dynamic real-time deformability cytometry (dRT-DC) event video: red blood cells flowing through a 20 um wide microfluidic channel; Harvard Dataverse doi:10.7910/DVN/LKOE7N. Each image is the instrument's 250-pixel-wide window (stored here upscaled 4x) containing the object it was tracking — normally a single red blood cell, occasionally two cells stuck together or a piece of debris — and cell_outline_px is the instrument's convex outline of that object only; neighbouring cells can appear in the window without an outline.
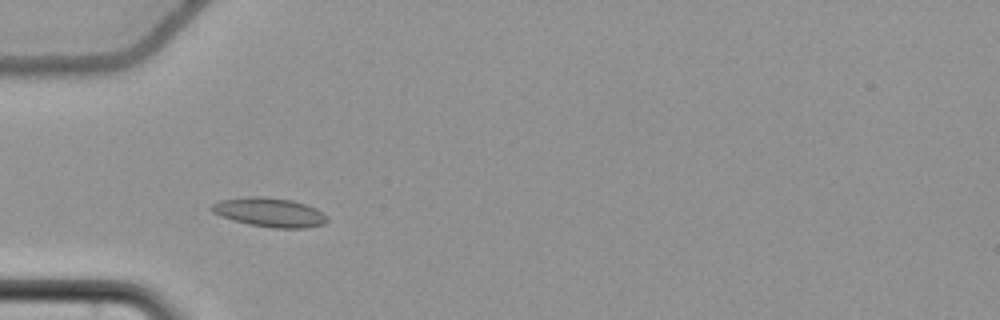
{"species": "common noctule bat (a hibernating species)", "species_latin": "Nyctalus noctula", "temperature_condition": "cold", "stored_images_in_passage": 50, "camera_frame_rate_fps": 3000, "um_per_image_px": 0.085, "animal": {"sex": "female", "body_mass_g": 22.7, "forearm_length_mm": 54.2}, "frame": {"image": 1, "passage_image": 11, "time_ms": 3.333, "image_size_px": [1000, 320], "cell_outline_px": [[328, 220], [324, 224], [308, 228], [272, 228], [248, 224], [220, 216], [212, 212], [208, 208], [212, 204], [220, 200], [248, 196], [264, 196], [292, 200], [316, 208], [328, 216]], "centroid_in_image_um": [22.91, 18.05], "position_along_channel_um": 62.1, "area_um2": 19.83}}
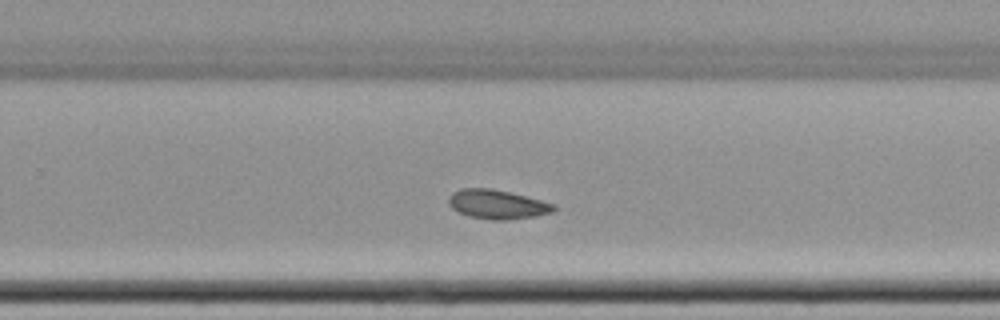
{"frame": {"image": 2, "passage_image": 30, "time_ms": 9.667, "image_size_px": [1000, 320], "cell_outline_px": [[556, 208], [552, 212], [536, 216], [508, 220], [492, 220], [468, 216], [452, 208], [448, 204], [448, 196], [452, 192], [460, 188], [492, 188], [556, 204]], "centroid_in_image_um": [42.24, 17.37], "position_along_channel_um": 287.6, "area_um2": 17.92}}
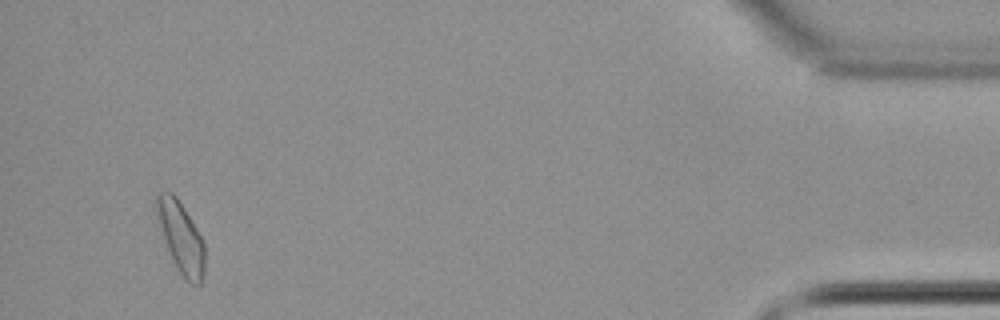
{"frame": {"image": 3, "passage_image": 47, "time_ms": 15.333, "image_size_px": [1000, 320], "cell_outline_px": [[204, 272], [200, 284], [192, 284], [184, 280], [176, 268], [172, 260], [152, 204], [152, 200], [156, 192], [172, 192], [176, 196], [196, 228], [204, 244]], "centroid_in_image_um": [15.32, 20.14], "position_along_channel_um": 419.9, "area_um2": 20.0}}